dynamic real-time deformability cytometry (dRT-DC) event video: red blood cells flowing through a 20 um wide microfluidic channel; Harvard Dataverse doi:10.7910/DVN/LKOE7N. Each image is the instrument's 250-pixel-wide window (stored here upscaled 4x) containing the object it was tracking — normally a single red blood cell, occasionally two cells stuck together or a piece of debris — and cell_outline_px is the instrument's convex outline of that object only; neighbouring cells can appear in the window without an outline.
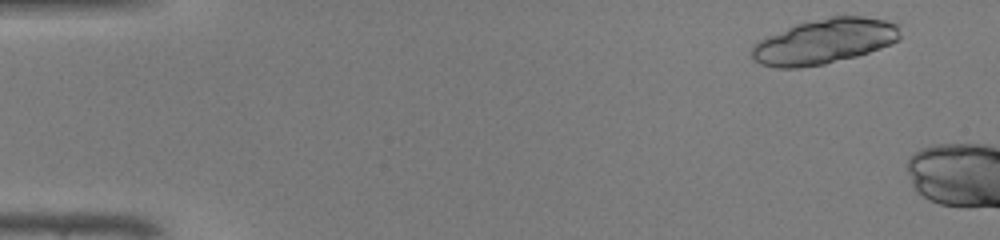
{"species": "common noctule bat (a hibernating species)", "species_latin": "Nyctalus noctula", "temperature_condition": "warm", "stored_images_in_passage": 5, "camera_frame_rate_fps": 3000, "um_per_image_px": 0.085, "animal": {"sex": "male", "body_mass_g": 19.0, "forearm_length_mm": 50.8}, "frame": {"image": 1, "passage_image": 1, "time_ms": 0.0, "image_size_px": [1000, 240], "cell_outline_px": [[900, 36], [892, 44], [856, 56], [824, 64], [800, 68], [776, 68], [760, 64], [752, 56], [752, 48], [760, 40], [768, 36], [796, 24], [828, 16], [860, 16], [884, 20], [896, 24]], "centroid_in_image_um": [70.06, 3.52], "position_along_channel_um": 14.9, "area_um2": 38.49}}